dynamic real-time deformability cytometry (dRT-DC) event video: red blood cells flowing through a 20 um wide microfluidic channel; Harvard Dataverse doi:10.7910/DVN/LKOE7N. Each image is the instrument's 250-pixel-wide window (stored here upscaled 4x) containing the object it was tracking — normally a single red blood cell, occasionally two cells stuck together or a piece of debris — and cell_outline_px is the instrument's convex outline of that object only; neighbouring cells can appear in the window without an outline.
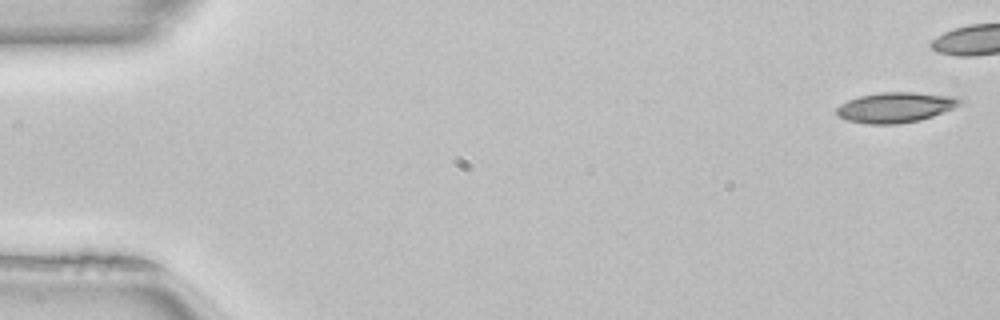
{"species": "common noctule bat (a hibernating species)", "species_latin": "Nyctalus noctula", "temperature_condition": "room temperature", "stored_images_in_passage": 40, "camera_frame_rate_fps": 3000, "um_per_image_px": 0.085, "animal": {"sex": "female", "body_mass_g": 22.7, "forearm_length_mm": 54.2}, "frame": {"image": 1, "passage_image": 1, "time_ms": 0.0, "image_size_px": [1000, 320], "cell_outline_px": [[964, 100], [960, 104], [952, 108], [932, 116], [920, 120], [900, 124], [868, 124], [848, 120], [840, 116], [836, 112], [836, 108], [840, 104], [848, 100], [860, 96], [880, 92], [912, 92], [960, 96]], "centroid_in_image_um": [76.15, 9.11], "position_along_channel_um": 8.8, "area_um2": 21.79}}